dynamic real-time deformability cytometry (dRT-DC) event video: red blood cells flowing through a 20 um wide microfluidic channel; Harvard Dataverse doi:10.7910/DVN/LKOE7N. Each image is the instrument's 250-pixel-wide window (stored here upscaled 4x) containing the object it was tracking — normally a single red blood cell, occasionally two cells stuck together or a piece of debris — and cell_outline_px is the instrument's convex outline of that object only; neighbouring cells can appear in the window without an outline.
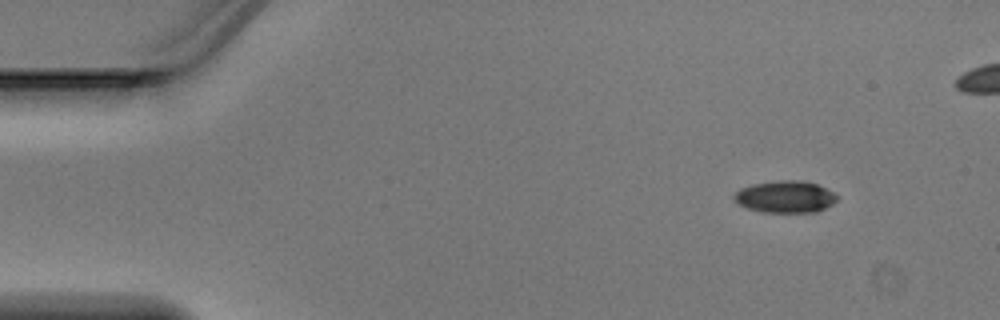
{"species": "Egyptian fruit bat (a non-hibernating species)", "species_latin": "Rousettus aegyptiacus", "temperature_condition": "warm", "stored_images_in_passage": 4, "camera_frame_rate_fps": 3000, "um_per_image_px": 0.085, "animal": {"sex": "male"}, "frame": {"image": 1, "passage_image": 1, "time_ms": 0.0, "image_size_px": [1000, 320], "cell_outline_px": [[840, 196], [832, 204], [816, 212], [764, 212], [748, 208], [740, 204], [732, 196], [740, 188], [752, 184], [776, 180], [804, 180], [816, 184]], "centroid_in_image_um": [66.75, 16.71], "position_along_channel_um": 18.2, "area_um2": 19.07}}